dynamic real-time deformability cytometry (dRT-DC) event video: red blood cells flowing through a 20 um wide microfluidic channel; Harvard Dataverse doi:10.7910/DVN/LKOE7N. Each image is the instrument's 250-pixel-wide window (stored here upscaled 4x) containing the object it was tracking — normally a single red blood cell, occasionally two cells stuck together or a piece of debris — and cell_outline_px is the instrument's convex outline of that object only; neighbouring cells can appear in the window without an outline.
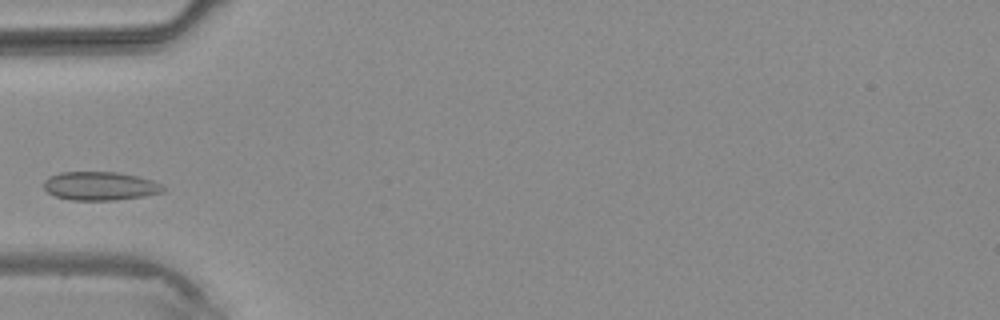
{"species": "common noctule bat (a hibernating species)", "species_latin": "Nyctalus noctula", "temperature_condition": "warm", "stored_images_in_passage": 2, "camera_frame_rate_fps": 3000, "um_per_image_px": 0.085, "animal": {"sex": "male", "body_mass_g": 20.4}, "frame": {"image": 1, "passage_image": 2, "time_ms": 1.333, "image_size_px": [1000, 320], "cell_outline_px": [[164, 192], [144, 196], [116, 200], [72, 200], [56, 196], [48, 192], [44, 188], [44, 180], [48, 176], [60, 172], [116, 172], [140, 176], [152, 180], [160, 184], [164, 188]], "centroid_in_image_um": [8.51, 15.8], "position_along_channel_um": 76.5, "area_um2": 19.94}}